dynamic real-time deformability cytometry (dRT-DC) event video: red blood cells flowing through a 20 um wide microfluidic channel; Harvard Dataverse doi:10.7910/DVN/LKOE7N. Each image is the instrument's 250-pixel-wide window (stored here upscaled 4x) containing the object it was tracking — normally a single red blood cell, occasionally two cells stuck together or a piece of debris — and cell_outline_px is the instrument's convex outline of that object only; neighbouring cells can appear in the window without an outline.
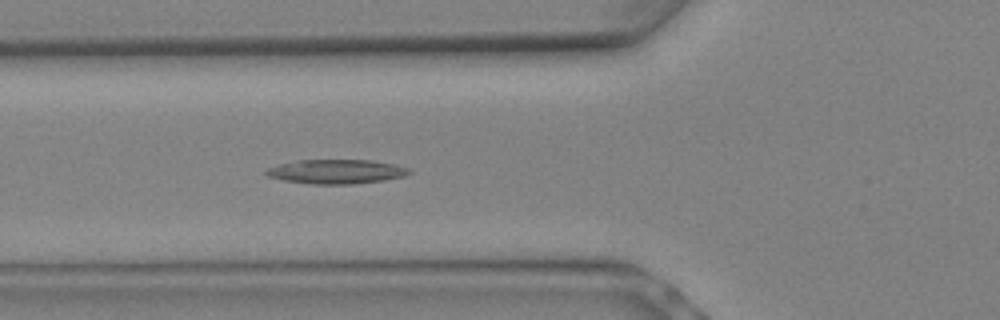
{"species": "Egyptian fruit bat (a non-hibernating species)", "species_latin": "Rousettus aegyptiacus", "temperature_condition": "warm", "stored_images_in_passage": 7, "camera_frame_rate_fps": 3000, "um_per_image_px": 0.085, "animal": {"sex": "female"}, "frame": {"image": 1, "passage_image": 7, "time_ms": 2.0, "image_size_px": [1000, 320], "cell_outline_px": [[412, 172], [404, 176], [384, 180], [352, 184], [312, 184], [284, 180], [268, 176], [264, 172], [268, 168], [280, 164], [296, 160], [372, 160], [396, 164], [412, 168]], "centroid_in_image_um": [28.64, 14.58], "position_along_channel_um": 97.2, "area_um2": 20.29}}